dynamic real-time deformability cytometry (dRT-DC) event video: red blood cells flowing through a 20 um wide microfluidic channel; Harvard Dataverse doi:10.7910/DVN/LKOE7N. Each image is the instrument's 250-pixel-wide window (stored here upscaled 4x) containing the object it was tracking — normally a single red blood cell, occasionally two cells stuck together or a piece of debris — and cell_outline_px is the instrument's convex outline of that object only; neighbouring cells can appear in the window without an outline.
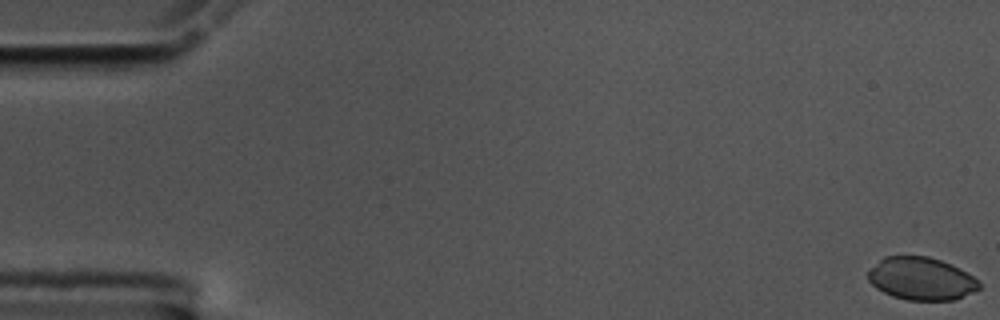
{"species": "common noctule bat (a hibernating species)", "species_latin": "Nyctalus noctula", "temperature_condition": "cold", "stored_images_in_passage": 58, "camera_frame_rate_fps": 3000, "um_per_image_px": 0.085, "animal": {"sex": "male", "body_mass_g": 17.5, "forearm_length_mm": 52.3}, "frame": {"image": 1, "passage_image": 1, "time_ms": 0.0, "image_size_px": [1000, 320], "cell_outline_px": [[980, 288], [972, 292], [952, 300], [908, 300], [892, 296], [876, 288], [868, 280], [868, 268], [884, 256], [928, 256], [952, 264], [960, 268], [972, 276], [980, 284]], "centroid_in_image_um": [78.26, 23.67], "position_along_channel_um": 6.7, "area_um2": 27.63}}
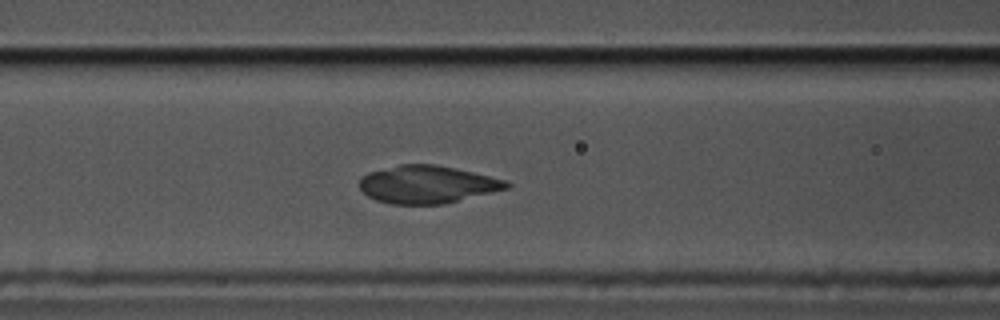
{"frame": {"image": 2, "passage_image": 24, "time_ms": 7.667, "image_size_px": [1000, 320], "cell_outline_px": [[512, 184], [508, 188], [444, 204], [392, 204], [376, 200], [368, 196], [360, 188], [360, 176], [368, 172], [400, 164], [436, 164], [456, 168], [504, 180]], "centroid_in_image_um": [36.28, 15.67], "position_along_channel_um": 130.3, "area_um2": 32.14}}
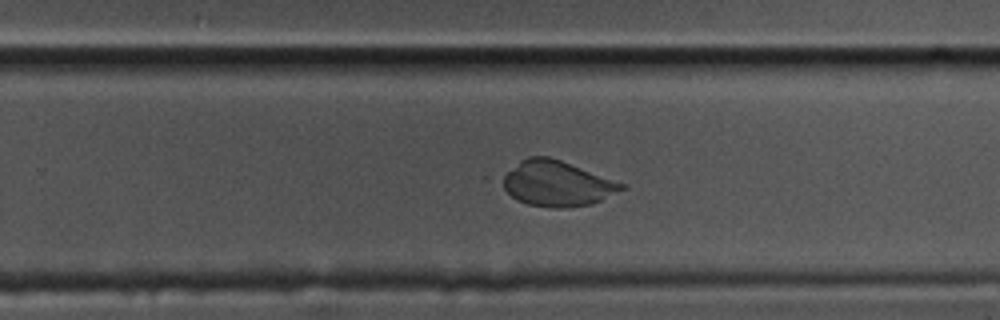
{"frame": {"image": 3, "passage_image": 37, "time_ms": 12.0, "image_size_px": [1000, 320], "cell_outline_px": [[628, 188], [592, 204], [560, 208], [552, 208], [528, 204], [516, 200], [496, 180], [500, 176], [520, 160], [528, 156], [548, 156], [560, 160], [628, 184]], "centroid_in_image_um": [47.32, 15.59], "position_along_channel_um": 282.5, "area_um2": 32.02}}